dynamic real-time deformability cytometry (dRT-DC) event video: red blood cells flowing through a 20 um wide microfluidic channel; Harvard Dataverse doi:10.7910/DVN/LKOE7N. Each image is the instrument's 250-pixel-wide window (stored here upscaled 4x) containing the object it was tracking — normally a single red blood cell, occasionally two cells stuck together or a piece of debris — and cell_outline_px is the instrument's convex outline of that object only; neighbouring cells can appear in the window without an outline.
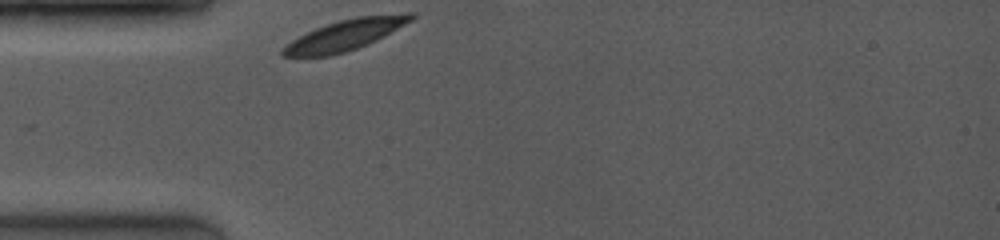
{"species": "common noctule bat (a hibernating species)", "species_latin": "Nyctalus noctula", "temperature_condition": "room temperature", "stored_images_in_passage": 1, "camera_frame_rate_fps": 4000, "um_per_image_px": 0.085, "animal": {"sex": "female", "body_mass_g": 19.0, "forearm_length_mm": 53.3}, "frame": {"image": 1, "passage_image": 1, "time_ms": 0.0, "image_size_px": [1000, 240], "cell_outline_px": [[416, 16], [412, 20], [356, 48], [344, 52], [328, 56], [280, 56], [280, 52], [292, 40], [316, 28], [340, 20], [356, 16], [408, 12], [412, 12]], "centroid_in_image_um": [29.32, 2.95], "position_along_channel_um": 55.7, "area_um2": 22.14}}